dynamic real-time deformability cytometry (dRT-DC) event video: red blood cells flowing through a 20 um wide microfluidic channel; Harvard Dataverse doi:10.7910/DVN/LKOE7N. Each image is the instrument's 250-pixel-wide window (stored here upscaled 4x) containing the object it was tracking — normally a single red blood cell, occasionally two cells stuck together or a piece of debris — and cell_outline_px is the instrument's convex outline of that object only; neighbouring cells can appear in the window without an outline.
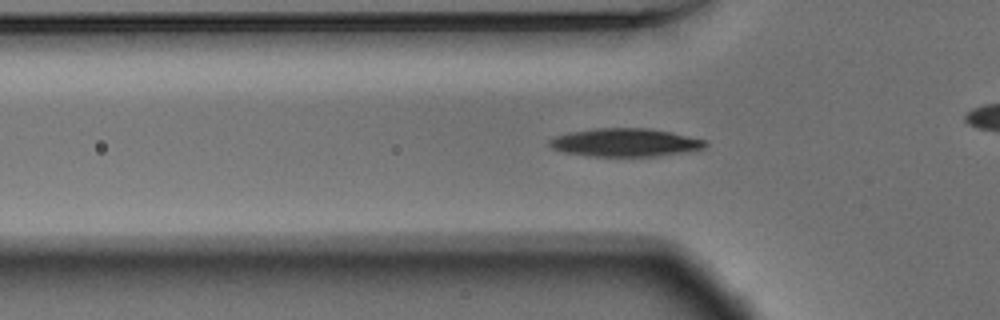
{"species": "Egyptian fruit bat (a non-hibernating species)", "species_latin": "Rousettus aegyptiacus", "temperature_condition": "warm", "stored_images_in_passage": 54, "camera_frame_rate_fps": 3000, "um_per_image_px": 0.085, "animal": {"sex": "male"}, "frame": {"image": 1, "passage_image": 16, "time_ms": 5.0, "image_size_px": [1000, 320], "cell_outline_px": [[708, 144], [704, 148], [692, 152], [656, 156], [588, 156], [564, 152], [552, 148], [548, 144], [548, 140], [556, 136], [568, 132], [596, 128], [648, 128], [668, 132], [704, 140]], "centroid_in_image_um": [53.13, 12.12], "position_along_channel_um": 72.7, "area_um2": 25.61}}
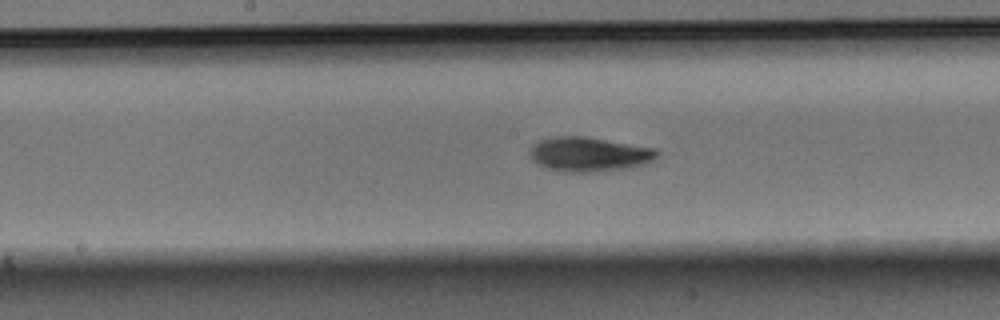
{"frame": {"image": 2, "passage_image": 26, "time_ms": 8.333, "image_size_px": [1000, 320], "cell_outline_px": [[660, 156], [648, 164], [628, 168], [596, 172], [564, 172], [548, 168], [536, 164], [532, 160], [532, 144], [540, 140], [556, 136], [584, 136], [656, 148], [660, 152]], "centroid_in_image_um": [50.14, 13.12], "position_along_channel_um": 198.1, "area_um2": 25.78}}
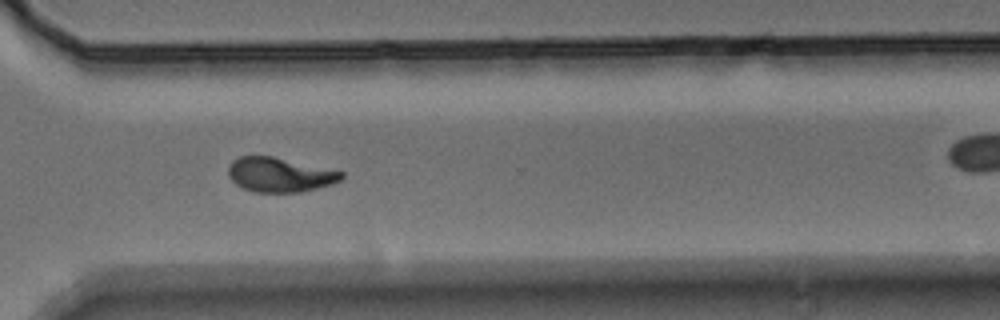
{"frame": {"image": 3, "passage_image": 38, "time_ms": 12.333, "image_size_px": [1000, 320], "cell_outline_px": [[344, 176], [340, 180], [332, 184], [300, 192], [256, 192], [244, 188], [236, 184], [228, 176], [228, 164], [232, 160], [240, 156], [272, 156], [344, 172]], "centroid_in_image_um": [23.75, 14.85], "position_along_channel_um": 346.9, "area_um2": 22.6}, "authors_computed_cell_mechanics": {"area_um2": 23.6691, "velocity_mm_per_s": 3.7279, "shape_relaxation_time_tau1_ms": 3.9188, "shape_relaxation_time_tau2_ms": 6.2416, "deformation_change_tau1": 0.1637, "deformation_change_tau2": 0.1056}}